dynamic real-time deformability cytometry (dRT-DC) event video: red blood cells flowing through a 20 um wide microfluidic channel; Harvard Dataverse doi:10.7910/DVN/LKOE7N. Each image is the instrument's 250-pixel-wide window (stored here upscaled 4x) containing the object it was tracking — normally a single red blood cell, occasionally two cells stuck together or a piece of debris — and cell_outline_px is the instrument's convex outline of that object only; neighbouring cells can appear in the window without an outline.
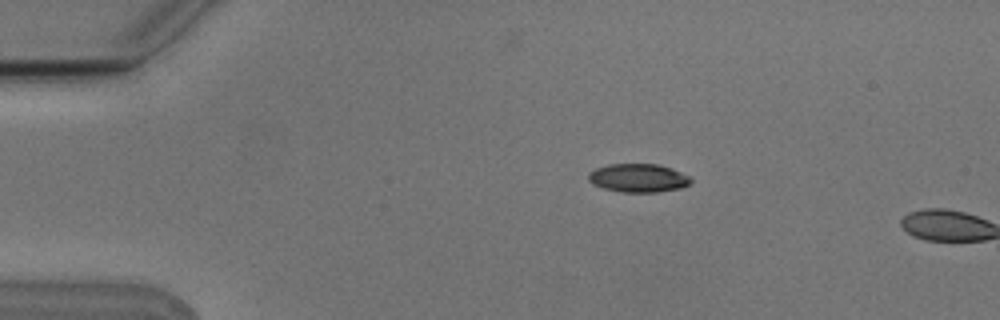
{"species": "Egyptian fruit bat (a non-hibernating species)", "species_latin": "Rousettus aegyptiacus", "temperature_condition": "cold", "stored_images_in_passage": 2, "camera_frame_rate_fps": 3000, "um_per_image_px": 0.085, "animal": {"sex": "male"}, "frame": {"image": 1, "passage_image": 1, "time_ms": 0.0, "image_size_px": [1000, 320], "cell_outline_px": [[692, 180], [688, 184], [680, 188], [656, 192], [624, 192], [604, 188], [592, 184], [588, 180], [588, 172], [596, 168], [608, 164], [660, 164], [672, 168], [688, 176]], "centroid_in_image_um": [54.22, 15.12], "position_along_channel_um": 30.8, "area_um2": 16.94}}